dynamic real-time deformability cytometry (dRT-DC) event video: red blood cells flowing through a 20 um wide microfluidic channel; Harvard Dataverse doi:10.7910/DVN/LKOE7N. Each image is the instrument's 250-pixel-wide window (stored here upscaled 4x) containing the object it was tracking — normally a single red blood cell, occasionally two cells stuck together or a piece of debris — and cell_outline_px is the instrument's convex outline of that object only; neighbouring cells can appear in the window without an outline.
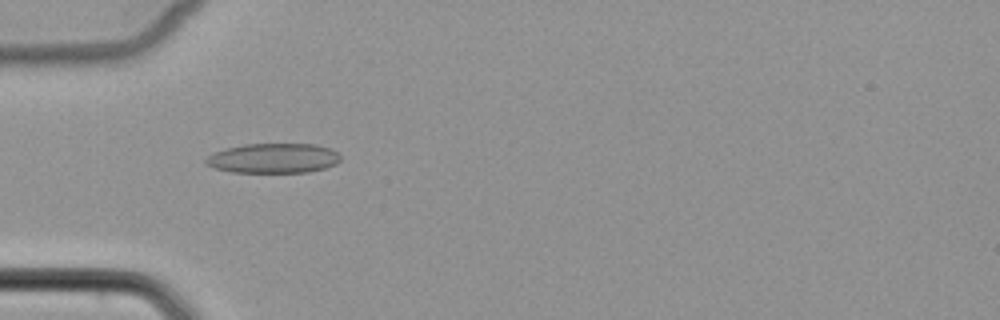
{"species": "common noctule bat (a hibernating species)", "species_latin": "Nyctalus noctula", "temperature_condition": "cold", "stored_images_in_passage": 52, "camera_frame_rate_fps": 3000, "um_per_image_px": 0.085, "animal": {"sex": "female", "body_mass_g": 22.7, "forearm_length_mm": 54.2}, "frame": {"image": 1, "passage_image": 17, "time_ms": 5.333, "image_size_px": [1000, 320], "cell_outline_px": [[340, 160], [336, 164], [324, 168], [308, 172], [232, 172], [216, 168], [204, 164], [204, 160], [212, 152], [244, 144], [316, 144], [332, 148], [340, 156]], "centroid_in_image_um": [23.24, 13.44], "position_along_channel_um": 61.8, "area_um2": 23.41}}
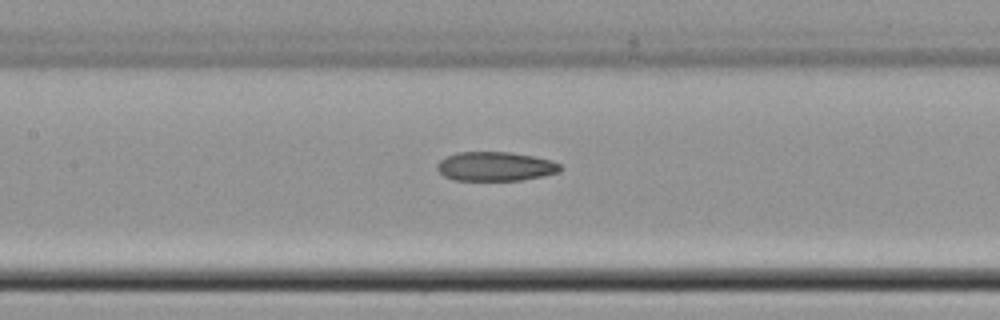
{"frame": {"image": 2, "passage_image": 25, "time_ms": 8.0, "image_size_px": [1000, 320], "cell_outline_px": [[564, 168], [560, 172], [544, 176], [520, 180], [452, 180], [444, 176], [436, 168], [436, 164], [440, 160], [456, 152], [512, 152], [552, 160], [560, 164]], "centroid_in_image_um": [42.13, 14.14], "position_along_channel_um": 165.3, "area_um2": 21.1}}
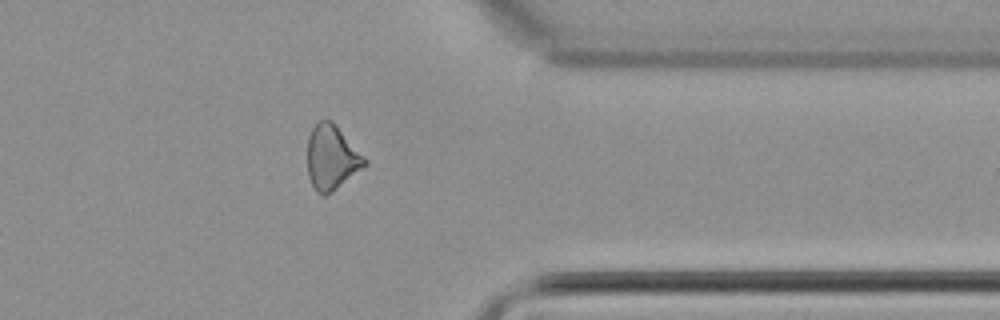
{"frame": {"image": 3, "passage_image": 42, "time_ms": 13.667, "image_size_px": [1000, 320], "cell_outline_px": [[368, 164], [336, 188], [324, 196], [320, 196], [316, 192], [308, 176], [308, 136], [312, 128], [320, 120], [332, 120], [336, 124], [368, 160]], "centroid_in_image_um": [28.19, 13.38], "position_along_channel_um": 383.2, "area_um2": 21.5}}